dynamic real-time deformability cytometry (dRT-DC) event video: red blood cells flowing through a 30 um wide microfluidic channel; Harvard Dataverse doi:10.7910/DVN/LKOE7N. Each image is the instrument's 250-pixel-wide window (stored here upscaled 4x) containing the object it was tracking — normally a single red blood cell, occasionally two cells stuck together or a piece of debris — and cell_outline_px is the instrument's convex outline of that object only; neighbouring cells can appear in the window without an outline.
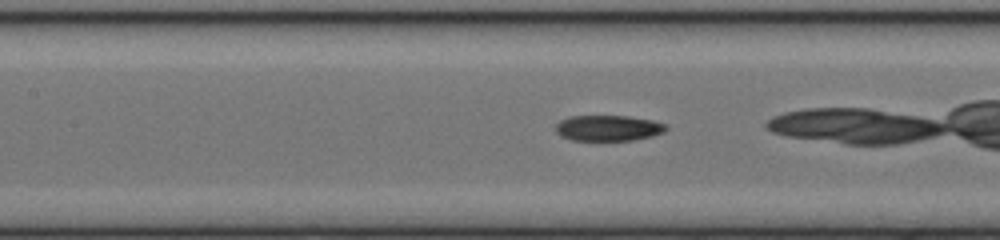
{"species": "common noctule bat (a hibernating species)", "species_latin": "Nyctalus noctula", "temperature_condition": "cold", "stored_images_in_passage": 36, "camera_frame_rate_fps": 3000, "um_per_image_px": 0.085, "animal": {"sex": "female", "body_mass_g": 17.0, "forearm_length_mm": 48.0}, "frame": {"image": 1, "passage_image": 20, "time_ms": 6.333, "image_size_px": [1000, 240], "cell_outline_px": [[668, 128], [664, 132], [652, 136], [632, 140], [572, 140], [560, 136], [556, 132], [556, 124], [560, 120], [568, 116], [628, 116], [652, 120], [664, 124]], "centroid_in_image_um": [51.67, 10.88], "position_along_channel_um": 155.7, "area_um2": 16.53}}
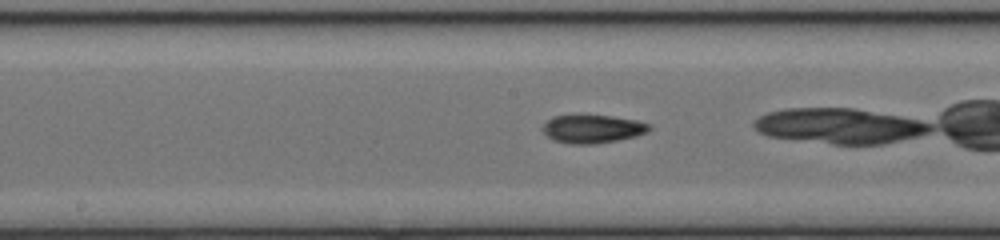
{"frame": {"image": 2, "passage_image": 23, "time_ms": 7.333, "image_size_px": [1000, 240], "cell_outline_px": [[652, 128], [648, 132], [636, 136], [616, 140], [592, 144], [568, 144], [552, 140], [540, 128], [548, 120], [556, 116], [612, 116], [636, 120], [652, 124]], "centroid_in_image_um": [50.39, 10.97], "position_along_channel_um": 197.8, "area_um2": 17.46}}